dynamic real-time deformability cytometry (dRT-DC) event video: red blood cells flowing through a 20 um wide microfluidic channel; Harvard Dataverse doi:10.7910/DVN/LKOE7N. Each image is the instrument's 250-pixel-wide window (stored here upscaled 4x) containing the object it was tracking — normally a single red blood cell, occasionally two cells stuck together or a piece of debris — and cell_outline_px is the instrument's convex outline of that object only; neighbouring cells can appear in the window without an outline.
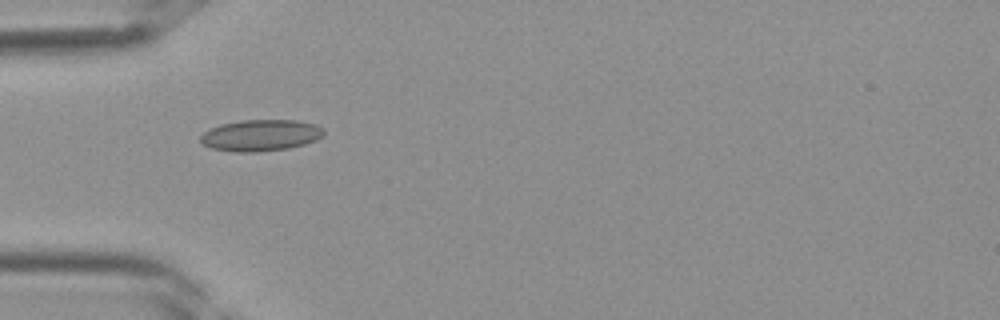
{"species": "Egyptian fruit bat (a non-hibernating species)", "species_latin": "Rousettus aegyptiacus", "temperature_condition": "room temperature", "stored_images_in_passage": 26, "camera_frame_rate_fps": 3000, "um_per_image_px": 0.085, "frame": {"image": 1, "passage_image": 1, "time_ms": 0.0, "image_size_px": [1000, 320], "cell_outline_px": [[324, 136], [316, 140], [304, 144], [288, 148], [256, 152], [236, 152], [212, 148], [204, 144], [200, 140], [200, 136], [204, 132], [220, 124], [244, 120], [296, 120], [316, 124], [324, 128]], "centroid_in_image_um": [22.2, 11.5], "position_along_channel_um": 62.8, "area_um2": 22.54}}
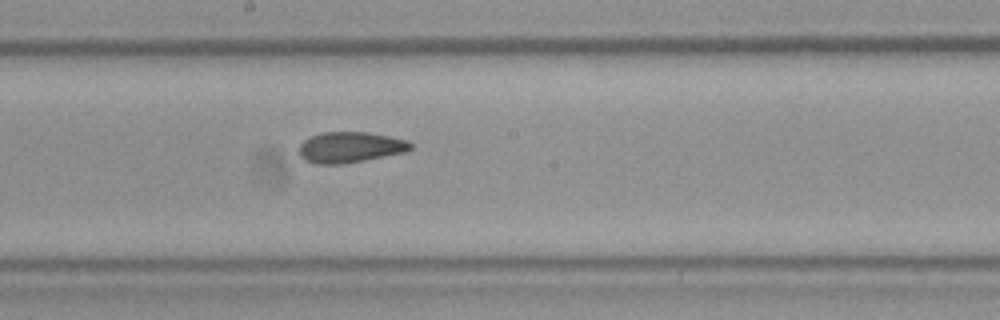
{"frame": {"image": 2, "passage_image": 10, "time_ms": 3.0, "image_size_px": [1000, 320], "cell_outline_px": [[412, 148], [408, 152], [344, 164], [316, 164], [304, 160], [300, 156], [300, 144], [304, 140], [312, 136], [324, 132], [368, 132], [408, 140], [412, 144]], "centroid_in_image_um": [29.79, 12.53], "position_along_channel_um": 218.4, "area_um2": 20.11}}
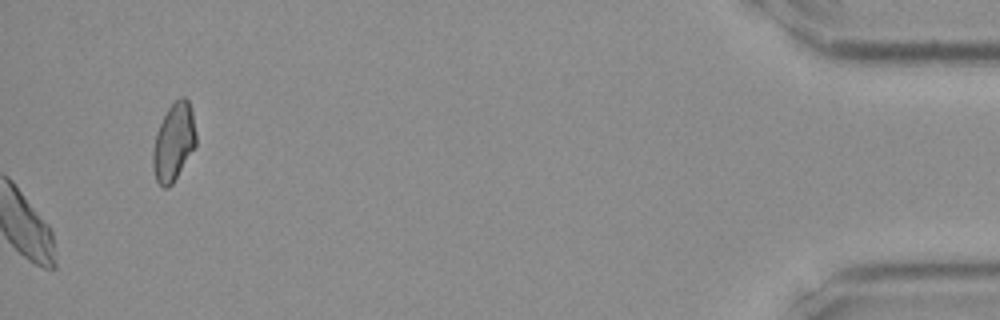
{"frame": {"image": 3, "passage_image": 26, "time_ms": 8.333, "image_size_px": [1000, 320], "cell_outline_px": [[196, 144], [172, 184], [168, 188], [164, 188], [156, 180], [152, 168], [152, 152], [156, 132], [168, 108], [180, 96], [184, 96], [188, 100], [192, 112], [196, 132]], "centroid_in_image_um": [14.75, 12.07], "position_along_channel_um": 420.5, "area_um2": 19.36}}